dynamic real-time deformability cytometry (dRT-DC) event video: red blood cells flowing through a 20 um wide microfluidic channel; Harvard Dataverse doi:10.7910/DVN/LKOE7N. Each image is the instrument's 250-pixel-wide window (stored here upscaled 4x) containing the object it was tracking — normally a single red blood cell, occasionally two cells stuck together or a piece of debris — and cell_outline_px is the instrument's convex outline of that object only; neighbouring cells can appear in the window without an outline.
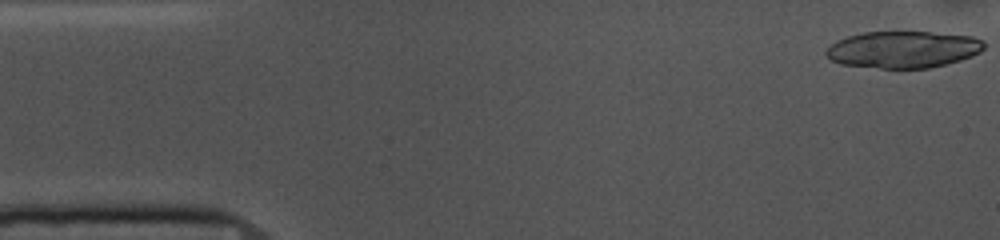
{"species": "common noctule bat (a hibernating species)", "species_latin": "Nyctalus noctula", "temperature_condition": "cold", "stored_images_in_passage": 52, "camera_frame_rate_fps": 3000, "um_per_image_px": 0.085, "animal": {"sex": "female", "body_mass_g": 10.0, "forearm_length_mm": 53.1}, "frame": {"image": 1, "passage_image": 1, "time_ms": 0.0, "image_size_px": [1000, 240], "cell_outline_px": [[984, 48], [980, 52], [972, 56], [960, 60], [928, 68], [880, 68], [840, 64], [832, 60], [824, 52], [836, 40], [848, 36], [864, 32], [932, 32], [972, 36], [984, 40]], "centroid_in_image_um": [76.78, 4.2], "position_along_channel_um": 8.2, "area_um2": 33.81}}
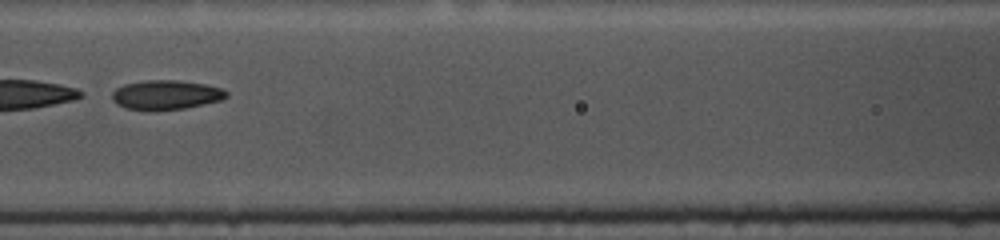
{"frame": {"image": 2, "passage_image": 22, "time_ms": 7.0, "image_size_px": [1000, 240], "cell_outline_px": [[228, 96], [224, 100], [184, 108], [152, 112], [124, 108], [116, 104], [112, 100], [112, 92], [116, 88], [124, 84], [144, 80], [176, 80], [204, 84], [220, 88], [228, 92]], "centroid_in_image_um": [14.08, 8.08], "position_along_channel_um": 152.5, "area_um2": 20.0}}